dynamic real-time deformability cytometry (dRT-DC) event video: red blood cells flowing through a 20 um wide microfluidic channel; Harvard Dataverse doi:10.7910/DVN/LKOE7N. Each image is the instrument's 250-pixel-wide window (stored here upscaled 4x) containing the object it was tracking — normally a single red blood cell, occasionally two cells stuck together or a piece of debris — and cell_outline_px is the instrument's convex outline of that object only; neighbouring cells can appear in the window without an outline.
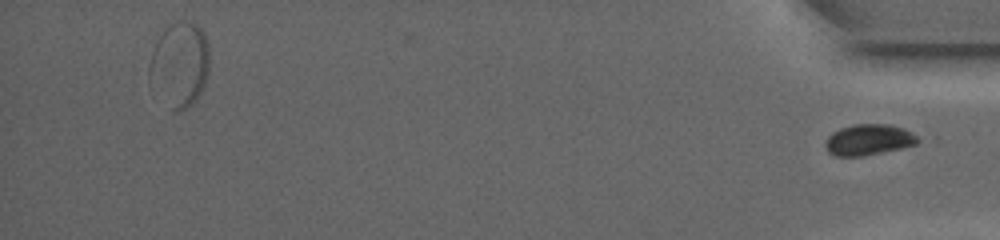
{"species": "common noctule bat (a hibernating species)", "species_latin": "Nyctalus noctula", "temperature_condition": "warm", "stored_images_in_passage": 39, "segment_of_instrument_passage": [2, 2], "camera_frame_rate_fps": 4500, "um_per_image_px": 0.085, "animal": {"sex": "female", "body_mass_g": 19.0, "forearm_length_mm": 53.3}, "frame": {"image": 1, "passage_image": 39, "time_ms": 16.667, "image_size_px": [1000, 240], "cell_outline_px": [[920, 140], [916, 144], [900, 148], [860, 156], [836, 156], [828, 152], [824, 144], [828, 136], [832, 132], [840, 128], [852, 124], [888, 124], [904, 128], [916, 136]], "centroid_in_image_um": [73.8, 11.86], "position_along_channel_um": 361.4, "area_um2": 16.53}}